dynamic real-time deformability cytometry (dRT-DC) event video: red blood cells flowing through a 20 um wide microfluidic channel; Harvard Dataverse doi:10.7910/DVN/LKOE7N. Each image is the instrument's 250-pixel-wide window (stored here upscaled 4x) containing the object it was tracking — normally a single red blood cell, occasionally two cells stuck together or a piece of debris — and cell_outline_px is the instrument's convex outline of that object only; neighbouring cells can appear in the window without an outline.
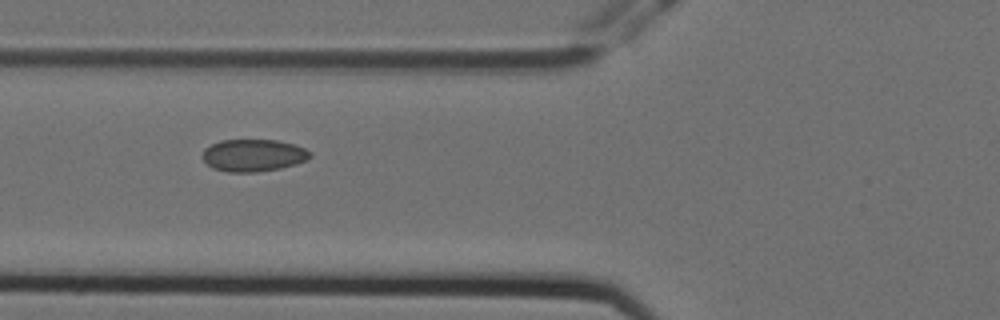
{"species": "Egyptian fruit bat (a non-hibernating species)", "species_latin": "Rousettus aegyptiacus", "temperature_condition": "cold", "stored_images_in_passage": 4, "camera_frame_rate_fps": 3000, "um_per_image_px": 0.085, "animal": {"sex": "female"}, "frame": {"image": 1, "passage_image": 3, "time_ms": 0.667, "image_size_px": [1000, 320], "cell_outline_px": [[312, 156], [308, 160], [296, 164], [280, 168], [256, 172], [228, 172], [212, 168], [200, 156], [204, 148], [220, 140], [276, 140], [296, 144], [312, 152]], "centroid_in_image_um": [21.54, 13.2], "position_along_channel_um": 104.3, "area_um2": 20.46}}
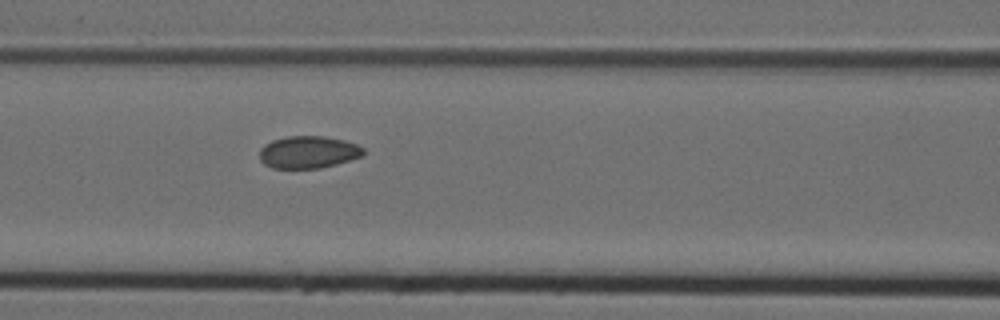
{"frame": {"image": 2, "passage_image": 4, "time_ms": 1.0, "image_size_px": [1000, 320], "cell_outline_px": [[364, 156], [336, 164], [320, 168], [272, 168], [264, 164], [260, 160], [260, 148], [264, 144], [272, 140], [288, 136], [324, 136], [344, 140], [356, 144], [364, 148]], "centroid_in_image_um": [26.2, 12.93], "position_along_channel_um": 140.4, "area_um2": 19.65}}